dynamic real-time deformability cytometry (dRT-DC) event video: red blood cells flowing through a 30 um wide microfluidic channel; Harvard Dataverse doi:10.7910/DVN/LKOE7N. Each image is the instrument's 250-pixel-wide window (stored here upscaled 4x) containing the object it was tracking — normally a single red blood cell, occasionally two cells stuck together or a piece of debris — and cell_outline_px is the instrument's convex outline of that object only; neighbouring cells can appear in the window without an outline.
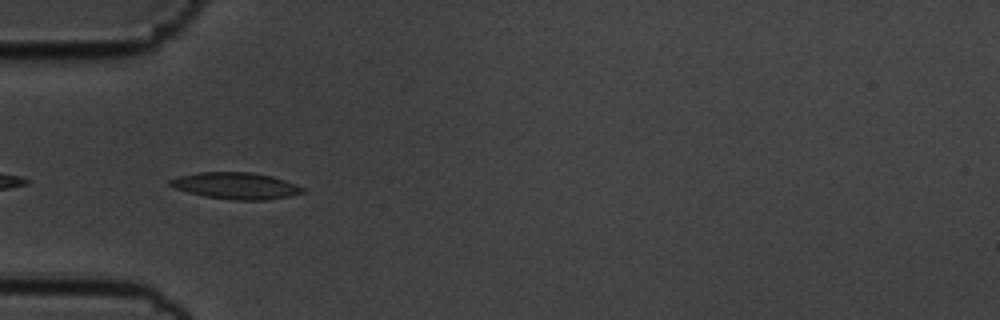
{"species": "common noctule bat (a hibernating species)", "species_latin": "Nyctalus noctula", "temperature_condition": "cold", "stored_images_in_passage": 9, "camera_frame_rate_fps": 3000, "um_per_image_px": 0.085, "animal": {"sex": "male", "body_mass_g": 19.5, "forearm_length_mm": 54.6}, "frame": {"image": 1, "passage_image": 2, "time_ms": 0.333, "image_size_px": [1000, 320], "cell_outline_px": [[304, 192], [288, 196], [264, 200], [232, 200], [204, 196], [188, 192], [176, 188], [168, 184], [168, 180], [180, 176], [200, 172], [248, 172], [272, 176], [296, 184], [304, 188]], "centroid_in_image_um": [20.04, 15.79], "position_along_channel_um": 65.0, "area_um2": 20.35}}
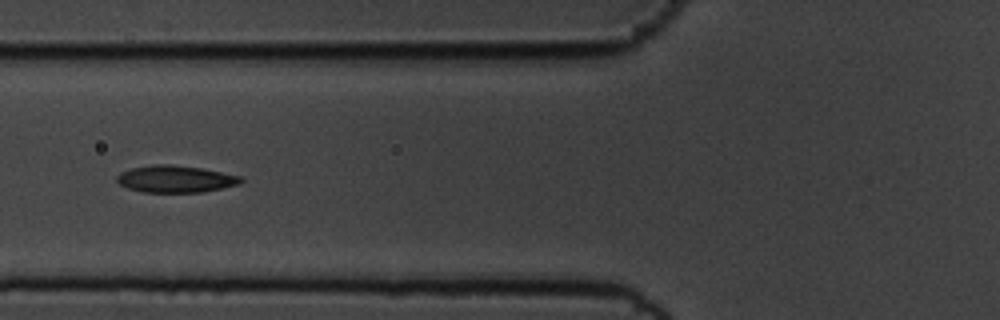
{"frame": {"image": 2, "passage_image": 6, "time_ms": 1.667, "image_size_px": [1000, 320], "cell_outline_px": [[244, 180], [240, 184], [200, 192], [144, 192], [128, 188], [120, 184], [116, 180], [116, 176], [120, 172], [132, 168], [152, 164], [172, 164], [200, 168], [240, 176]], "centroid_in_image_um": [14.88, 15.21], "position_along_channel_um": 110.9, "area_um2": 19.36}}